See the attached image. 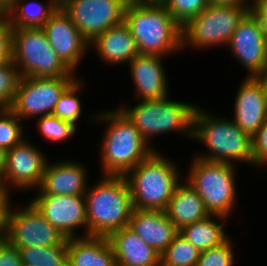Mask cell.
<instances>
[{"label": "cell", "instance_id": "cell-1", "mask_svg": "<svg viewBox=\"0 0 267 266\" xmlns=\"http://www.w3.org/2000/svg\"><path fill=\"white\" fill-rule=\"evenodd\" d=\"M90 118L106 123L99 153L103 175L125 176L155 151L119 108L100 110Z\"/></svg>", "mask_w": 267, "mask_h": 266}, {"label": "cell", "instance_id": "cell-2", "mask_svg": "<svg viewBox=\"0 0 267 266\" xmlns=\"http://www.w3.org/2000/svg\"><path fill=\"white\" fill-rule=\"evenodd\" d=\"M124 22L139 54L167 57L182 49V29L162 3H127Z\"/></svg>", "mask_w": 267, "mask_h": 266}, {"label": "cell", "instance_id": "cell-3", "mask_svg": "<svg viewBox=\"0 0 267 266\" xmlns=\"http://www.w3.org/2000/svg\"><path fill=\"white\" fill-rule=\"evenodd\" d=\"M84 194L86 200L87 236L108 237L128 226L134 210L125 176L102 175Z\"/></svg>", "mask_w": 267, "mask_h": 266}, {"label": "cell", "instance_id": "cell-4", "mask_svg": "<svg viewBox=\"0 0 267 266\" xmlns=\"http://www.w3.org/2000/svg\"><path fill=\"white\" fill-rule=\"evenodd\" d=\"M192 138L203 143L209 152L194 157L231 164L237 161L252 166V136L241 130L232 118L213 116L197 106Z\"/></svg>", "mask_w": 267, "mask_h": 266}, {"label": "cell", "instance_id": "cell-5", "mask_svg": "<svg viewBox=\"0 0 267 266\" xmlns=\"http://www.w3.org/2000/svg\"><path fill=\"white\" fill-rule=\"evenodd\" d=\"M159 152L155 150L125 175L135 209L164 211L182 180L176 162Z\"/></svg>", "mask_w": 267, "mask_h": 266}, {"label": "cell", "instance_id": "cell-6", "mask_svg": "<svg viewBox=\"0 0 267 266\" xmlns=\"http://www.w3.org/2000/svg\"><path fill=\"white\" fill-rule=\"evenodd\" d=\"M161 99L141 100L133 107L118 108L130 119L142 137L151 145L155 135L177 132L189 139L193 136V120L197 104Z\"/></svg>", "mask_w": 267, "mask_h": 266}, {"label": "cell", "instance_id": "cell-7", "mask_svg": "<svg viewBox=\"0 0 267 266\" xmlns=\"http://www.w3.org/2000/svg\"><path fill=\"white\" fill-rule=\"evenodd\" d=\"M235 164L193 158L185 181L201 197L210 215L228 218L236 205Z\"/></svg>", "mask_w": 267, "mask_h": 266}, {"label": "cell", "instance_id": "cell-8", "mask_svg": "<svg viewBox=\"0 0 267 266\" xmlns=\"http://www.w3.org/2000/svg\"><path fill=\"white\" fill-rule=\"evenodd\" d=\"M252 6L209 4L199 15L190 19L182 29V49L227 46L239 23Z\"/></svg>", "mask_w": 267, "mask_h": 266}, {"label": "cell", "instance_id": "cell-9", "mask_svg": "<svg viewBox=\"0 0 267 266\" xmlns=\"http://www.w3.org/2000/svg\"><path fill=\"white\" fill-rule=\"evenodd\" d=\"M13 62L21 77L76 76L52 49L42 28H13Z\"/></svg>", "mask_w": 267, "mask_h": 266}, {"label": "cell", "instance_id": "cell-10", "mask_svg": "<svg viewBox=\"0 0 267 266\" xmlns=\"http://www.w3.org/2000/svg\"><path fill=\"white\" fill-rule=\"evenodd\" d=\"M75 79L76 76L21 77L10 109L21 122L50 115L60 95Z\"/></svg>", "mask_w": 267, "mask_h": 266}, {"label": "cell", "instance_id": "cell-11", "mask_svg": "<svg viewBox=\"0 0 267 266\" xmlns=\"http://www.w3.org/2000/svg\"><path fill=\"white\" fill-rule=\"evenodd\" d=\"M25 208H9L3 238L12 246H53L66 238L29 202Z\"/></svg>", "mask_w": 267, "mask_h": 266}, {"label": "cell", "instance_id": "cell-12", "mask_svg": "<svg viewBox=\"0 0 267 266\" xmlns=\"http://www.w3.org/2000/svg\"><path fill=\"white\" fill-rule=\"evenodd\" d=\"M126 0H60V7L90 43L124 21Z\"/></svg>", "mask_w": 267, "mask_h": 266}, {"label": "cell", "instance_id": "cell-13", "mask_svg": "<svg viewBox=\"0 0 267 266\" xmlns=\"http://www.w3.org/2000/svg\"><path fill=\"white\" fill-rule=\"evenodd\" d=\"M226 47L246 69L245 77H259L267 70L266 31L252 11L239 23Z\"/></svg>", "mask_w": 267, "mask_h": 266}, {"label": "cell", "instance_id": "cell-14", "mask_svg": "<svg viewBox=\"0 0 267 266\" xmlns=\"http://www.w3.org/2000/svg\"><path fill=\"white\" fill-rule=\"evenodd\" d=\"M29 141L24 138L6 152L0 184L9 191L12 187L18 190L37 189L41 183L48 158L35 147L37 144L33 145L34 143Z\"/></svg>", "mask_w": 267, "mask_h": 266}, {"label": "cell", "instance_id": "cell-15", "mask_svg": "<svg viewBox=\"0 0 267 266\" xmlns=\"http://www.w3.org/2000/svg\"><path fill=\"white\" fill-rule=\"evenodd\" d=\"M30 202L65 238L87 237L84 195H36ZM83 228V236L77 230Z\"/></svg>", "mask_w": 267, "mask_h": 266}, {"label": "cell", "instance_id": "cell-16", "mask_svg": "<svg viewBox=\"0 0 267 266\" xmlns=\"http://www.w3.org/2000/svg\"><path fill=\"white\" fill-rule=\"evenodd\" d=\"M42 29L61 61L72 72H76L90 43L82 36L70 17L59 7Z\"/></svg>", "mask_w": 267, "mask_h": 266}, {"label": "cell", "instance_id": "cell-17", "mask_svg": "<svg viewBox=\"0 0 267 266\" xmlns=\"http://www.w3.org/2000/svg\"><path fill=\"white\" fill-rule=\"evenodd\" d=\"M233 121L253 135L267 119V99L259 77H246L238 87Z\"/></svg>", "mask_w": 267, "mask_h": 266}, {"label": "cell", "instance_id": "cell-18", "mask_svg": "<svg viewBox=\"0 0 267 266\" xmlns=\"http://www.w3.org/2000/svg\"><path fill=\"white\" fill-rule=\"evenodd\" d=\"M85 168L79 161L47 162L37 195H84L88 188Z\"/></svg>", "mask_w": 267, "mask_h": 266}, {"label": "cell", "instance_id": "cell-19", "mask_svg": "<svg viewBox=\"0 0 267 266\" xmlns=\"http://www.w3.org/2000/svg\"><path fill=\"white\" fill-rule=\"evenodd\" d=\"M164 58L158 55L138 54L128 63L132 82L135 84V94L140 100L168 96V76L163 66Z\"/></svg>", "mask_w": 267, "mask_h": 266}, {"label": "cell", "instance_id": "cell-20", "mask_svg": "<svg viewBox=\"0 0 267 266\" xmlns=\"http://www.w3.org/2000/svg\"><path fill=\"white\" fill-rule=\"evenodd\" d=\"M128 227L160 254L179 234V230L162 210L134 208Z\"/></svg>", "mask_w": 267, "mask_h": 266}, {"label": "cell", "instance_id": "cell-21", "mask_svg": "<svg viewBox=\"0 0 267 266\" xmlns=\"http://www.w3.org/2000/svg\"><path fill=\"white\" fill-rule=\"evenodd\" d=\"M116 263L125 266H160V253L147 245L128 226L107 237Z\"/></svg>", "mask_w": 267, "mask_h": 266}, {"label": "cell", "instance_id": "cell-22", "mask_svg": "<svg viewBox=\"0 0 267 266\" xmlns=\"http://www.w3.org/2000/svg\"><path fill=\"white\" fill-rule=\"evenodd\" d=\"M91 47L107 65L128 64L139 54L129 26L124 21L98 35L90 42L89 49Z\"/></svg>", "mask_w": 267, "mask_h": 266}, {"label": "cell", "instance_id": "cell-23", "mask_svg": "<svg viewBox=\"0 0 267 266\" xmlns=\"http://www.w3.org/2000/svg\"><path fill=\"white\" fill-rule=\"evenodd\" d=\"M68 266H115L113 249L107 237L67 238Z\"/></svg>", "mask_w": 267, "mask_h": 266}, {"label": "cell", "instance_id": "cell-24", "mask_svg": "<svg viewBox=\"0 0 267 266\" xmlns=\"http://www.w3.org/2000/svg\"><path fill=\"white\" fill-rule=\"evenodd\" d=\"M164 212L178 230L210 215L201 197L186 181L176 186Z\"/></svg>", "mask_w": 267, "mask_h": 266}, {"label": "cell", "instance_id": "cell-25", "mask_svg": "<svg viewBox=\"0 0 267 266\" xmlns=\"http://www.w3.org/2000/svg\"><path fill=\"white\" fill-rule=\"evenodd\" d=\"M47 2L15 0L3 16L13 28H42L60 7V0Z\"/></svg>", "mask_w": 267, "mask_h": 266}, {"label": "cell", "instance_id": "cell-26", "mask_svg": "<svg viewBox=\"0 0 267 266\" xmlns=\"http://www.w3.org/2000/svg\"><path fill=\"white\" fill-rule=\"evenodd\" d=\"M218 219L216 222L215 219ZM227 218L220 215H209L203 220L183 226L179 234L192 243L200 252L218 246L229 236L223 228ZM221 223H220V221Z\"/></svg>", "mask_w": 267, "mask_h": 266}, {"label": "cell", "instance_id": "cell-27", "mask_svg": "<svg viewBox=\"0 0 267 266\" xmlns=\"http://www.w3.org/2000/svg\"><path fill=\"white\" fill-rule=\"evenodd\" d=\"M17 249L23 266H68L67 238L59 245Z\"/></svg>", "mask_w": 267, "mask_h": 266}, {"label": "cell", "instance_id": "cell-28", "mask_svg": "<svg viewBox=\"0 0 267 266\" xmlns=\"http://www.w3.org/2000/svg\"><path fill=\"white\" fill-rule=\"evenodd\" d=\"M200 251L178 234L160 254V266H197Z\"/></svg>", "mask_w": 267, "mask_h": 266}, {"label": "cell", "instance_id": "cell-29", "mask_svg": "<svg viewBox=\"0 0 267 266\" xmlns=\"http://www.w3.org/2000/svg\"><path fill=\"white\" fill-rule=\"evenodd\" d=\"M76 78L60 95L58 102L55 105L52 115L59 117L62 120L69 121L74 125L81 117L82 103L79 99L81 87L84 83Z\"/></svg>", "mask_w": 267, "mask_h": 266}, {"label": "cell", "instance_id": "cell-30", "mask_svg": "<svg viewBox=\"0 0 267 266\" xmlns=\"http://www.w3.org/2000/svg\"><path fill=\"white\" fill-rule=\"evenodd\" d=\"M37 129L41 136L49 142H65L76 135L77 125L69 121L60 119L52 114L39 117L37 120Z\"/></svg>", "mask_w": 267, "mask_h": 266}, {"label": "cell", "instance_id": "cell-31", "mask_svg": "<svg viewBox=\"0 0 267 266\" xmlns=\"http://www.w3.org/2000/svg\"><path fill=\"white\" fill-rule=\"evenodd\" d=\"M20 120L10 108L0 109V147L6 151L26 138Z\"/></svg>", "mask_w": 267, "mask_h": 266}, {"label": "cell", "instance_id": "cell-32", "mask_svg": "<svg viewBox=\"0 0 267 266\" xmlns=\"http://www.w3.org/2000/svg\"><path fill=\"white\" fill-rule=\"evenodd\" d=\"M162 4L182 27L199 15L209 5V0H163Z\"/></svg>", "mask_w": 267, "mask_h": 266}, {"label": "cell", "instance_id": "cell-33", "mask_svg": "<svg viewBox=\"0 0 267 266\" xmlns=\"http://www.w3.org/2000/svg\"><path fill=\"white\" fill-rule=\"evenodd\" d=\"M20 78L13 61L0 65V109L11 108Z\"/></svg>", "mask_w": 267, "mask_h": 266}, {"label": "cell", "instance_id": "cell-34", "mask_svg": "<svg viewBox=\"0 0 267 266\" xmlns=\"http://www.w3.org/2000/svg\"><path fill=\"white\" fill-rule=\"evenodd\" d=\"M229 237L218 246L200 252L197 266H234L235 251Z\"/></svg>", "mask_w": 267, "mask_h": 266}, {"label": "cell", "instance_id": "cell-35", "mask_svg": "<svg viewBox=\"0 0 267 266\" xmlns=\"http://www.w3.org/2000/svg\"><path fill=\"white\" fill-rule=\"evenodd\" d=\"M252 166H267V119L252 135Z\"/></svg>", "mask_w": 267, "mask_h": 266}, {"label": "cell", "instance_id": "cell-36", "mask_svg": "<svg viewBox=\"0 0 267 266\" xmlns=\"http://www.w3.org/2000/svg\"><path fill=\"white\" fill-rule=\"evenodd\" d=\"M13 61V27L0 16V65Z\"/></svg>", "mask_w": 267, "mask_h": 266}, {"label": "cell", "instance_id": "cell-37", "mask_svg": "<svg viewBox=\"0 0 267 266\" xmlns=\"http://www.w3.org/2000/svg\"><path fill=\"white\" fill-rule=\"evenodd\" d=\"M0 266H23L17 247L0 238Z\"/></svg>", "mask_w": 267, "mask_h": 266}, {"label": "cell", "instance_id": "cell-38", "mask_svg": "<svg viewBox=\"0 0 267 266\" xmlns=\"http://www.w3.org/2000/svg\"><path fill=\"white\" fill-rule=\"evenodd\" d=\"M11 192L0 184V237L2 238L6 229V221L9 208L12 204Z\"/></svg>", "mask_w": 267, "mask_h": 266}, {"label": "cell", "instance_id": "cell-39", "mask_svg": "<svg viewBox=\"0 0 267 266\" xmlns=\"http://www.w3.org/2000/svg\"><path fill=\"white\" fill-rule=\"evenodd\" d=\"M251 11L262 22L267 35V0H252Z\"/></svg>", "mask_w": 267, "mask_h": 266}, {"label": "cell", "instance_id": "cell-40", "mask_svg": "<svg viewBox=\"0 0 267 266\" xmlns=\"http://www.w3.org/2000/svg\"><path fill=\"white\" fill-rule=\"evenodd\" d=\"M252 0H209L211 5L252 6Z\"/></svg>", "mask_w": 267, "mask_h": 266}, {"label": "cell", "instance_id": "cell-41", "mask_svg": "<svg viewBox=\"0 0 267 266\" xmlns=\"http://www.w3.org/2000/svg\"><path fill=\"white\" fill-rule=\"evenodd\" d=\"M15 0H0V16H3L14 3Z\"/></svg>", "mask_w": 267, "mask_h": 266}, {"label": "cell", "instance_id": "cell-42", "mask_svg": "<svg viewBox=\"0 0 267 266\" xmlns=\"http://www.w3.org/2000/svg\"><path fill=\"white\" fill-rule=\"evenodd\" d=\"M6 150L0 147V177L4 171L6 163Z\"/></svg>", "mask_w": 267, "mask_h": 266}, {"label": "cell", "instance_id": "cell-43", "mask_svg": "<svg viewBox=\"0 0 267 266\" xmlns=\"http://www.w3.org/2000/svg\"><path fill=\"white\" fill-rule=\"evenodd\" d=\"M127 3H162L163 0H126Z\"/></svg>", "mask_w": 267, "mask_h": 266}, {"label": "cell", "instance_id": "cell-44", "mask_svg": "<svg viewBox=\"0 0 267 266\" xmlns=\"http://www.w3.org/2000/svg\"><path fill=\"white\" fill-rule=\"evenodd\" d=\"M260 80L262 81V84L264 86L266 99H267V70L259 76Z\"/></svg>", "mask_w": 267, "mask_h": 266}, {"label": "cell", "instance_id": "cell-45", "mask_svg": "<svg viewBox=\"0 0 267 266\" xmlns=\"http://www.w3.org/2000/svg\"><path fill=\"white\" fill-rule=\"evenodd\" d=\"M115 266H125V265H122V264H119V263H116Z\"/></svg>", "mask_w": 267, "mask_h": 266}]
</instances>
